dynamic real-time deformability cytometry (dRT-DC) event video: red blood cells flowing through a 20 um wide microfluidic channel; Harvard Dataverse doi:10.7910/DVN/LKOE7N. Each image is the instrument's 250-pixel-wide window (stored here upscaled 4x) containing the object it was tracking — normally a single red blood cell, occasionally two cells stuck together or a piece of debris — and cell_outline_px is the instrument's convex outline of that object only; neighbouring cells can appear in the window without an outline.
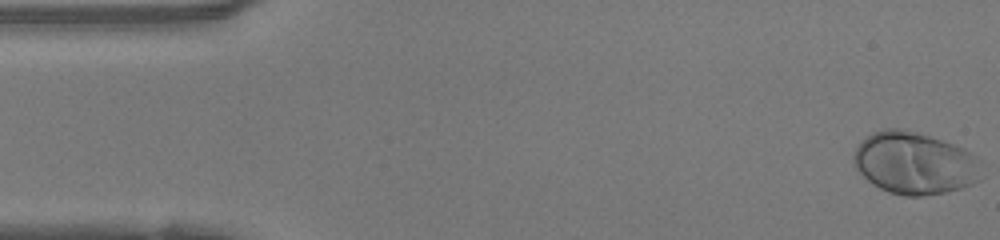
{"species": "human", "species_latin": "Homo sapiens", "temperature_condition": "warm", "stored_images_in_passage": 48, "camera_frame_rate_fps": 3000, "um_per_image_px": 0.085, "donor": {"sex": "female"}, "frame": {"image": 1, "passage_image": 1, "time_ms": 0.0, "image_size_px": [1000, 240], "cell_outline_px": [[984, 160], [980, 180], [972, 184], [960, 188], [944, 192], [920, 196], [904, 196], [888, 192], [872, 184], [856, 168], [852, 160], [852, 156], [856, 148], [872, 132], [884, 128], [900, 128], [916, 132], [964, 148], [972, 152]], "centroid_in_image_um": [77.79, 13.87], "position_along_channel_um": 7.2, "area_um2": 46.64}}
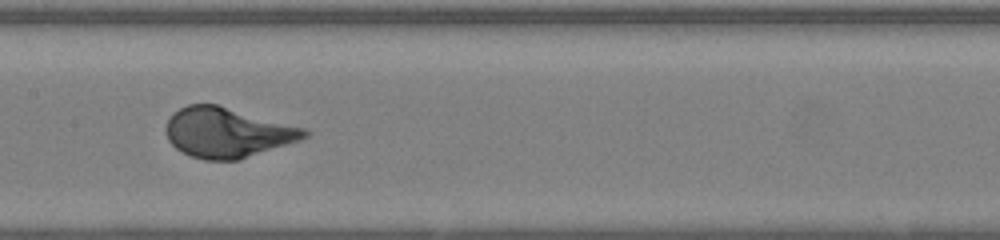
{"frame": {"image": 2, "passage_image": 23, "time_ms": 7.333, "image_size_px": [1000, 240], "cell_outline_px": [[308, 136], [300, 140], [240, 160], [204, 160], [192, 156], [176, 148], [168, 140], [164, 128], [168, 120], [180, 108], [188, 104], [216, 104], [304, 128], [308, 132]], "centroid_in_image_um": [19.3, 11.28], "position_along_channel_um": 188.1, "area_um2": 39.94}}
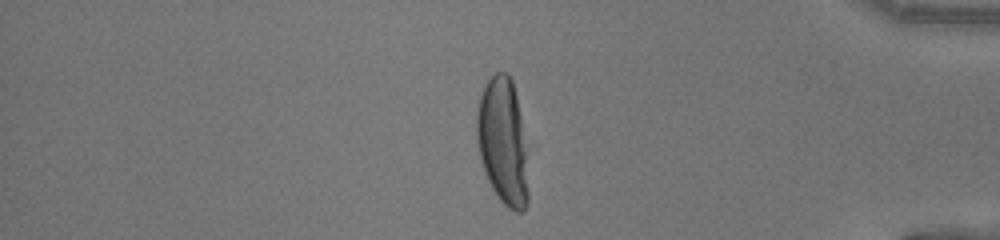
{"frame": {"image": 3, "passage_image": 40, "time_ms": 13.0, "image_size_px": [1000, 240], "cell_outline_px": [[528, 204], [524, 212], [516, 212], [508, 208], [500, 200], [492, 188], [484, 172], [480, 156], [476, 136], [476, 116], [480, 96], [488, 80], [496, 72], [508, 72], [512, 80], [516, 96], [520, 116], [524, 148], [528, 192]], "centroid_in_image_um": [42.72, 12.06], "position_along_channel_um": 392.5, "area_um2": 37.45}, "authors_computed_cell_mechanics": {"area_um2": 40.7201, "velocity_mm_per_s": 4.1876, "shape_relaxation_time_tau1_ms": 3.0017, "shape_relaxation_time_tau2_ms": null, "deformation_change_tau1": 0.2185, "deformation_change_tau2": null}}